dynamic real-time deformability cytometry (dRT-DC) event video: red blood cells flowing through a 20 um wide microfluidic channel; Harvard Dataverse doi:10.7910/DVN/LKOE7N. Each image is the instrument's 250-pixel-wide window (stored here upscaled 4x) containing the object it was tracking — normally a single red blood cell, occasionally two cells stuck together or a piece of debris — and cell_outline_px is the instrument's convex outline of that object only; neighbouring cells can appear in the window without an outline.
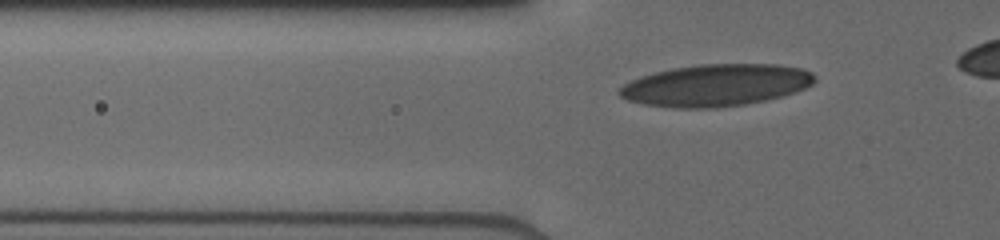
{"species": "human", "species_latin": "Homo sapiens", "temperature_condition": "cold", "stored_images_in_passage": 41, "camera_frame_rate_fps": 3000, "um_per_image_px": 0.085, "donor": {"sex": "male"}, "frame": {"image": 1, "passage_image": 6, "time_ms": 2.0, "image_size_px": [1000, 240], "cell_outline_px": [[816, 80], [812, 84], [804, 88], [780, 96], [764, 100], [744, 104], [716, 108], [676, 108], [644, 104], [628, 100], [620, 96], [616, 92], [616, 88], [640, 76], [652, 72], [672, 68], [700, 64], [780, 64], [804, 68], [812, 72], [816, 76]], "centroid_in_image_um": [60.82, 7.23], "position_along_channel_um": 65.0, "area_um2": 47.97}}
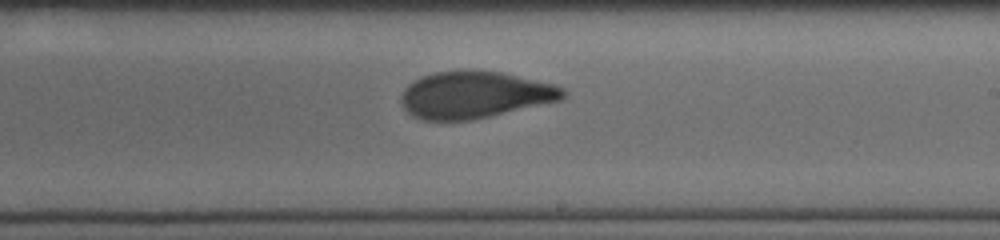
{"frame": {"image": 2, "passage_image": 18, "time_ms": 6.667, "image_size_px": [1000, 240], "cell_outline_px": [[568, 92], [560, 100], [472, 120], [424, 120], [412, 116], [404, 108], [400, 100], [400, 96], [404, 88], [408, 84], [420, 76], [436, 72], [500, 72], [556, 84], [564, 88]], "centroid_in_image_um": [40.33, 8.08], "position_along_channel_um": 248.7, "area_um2": 43.75}}
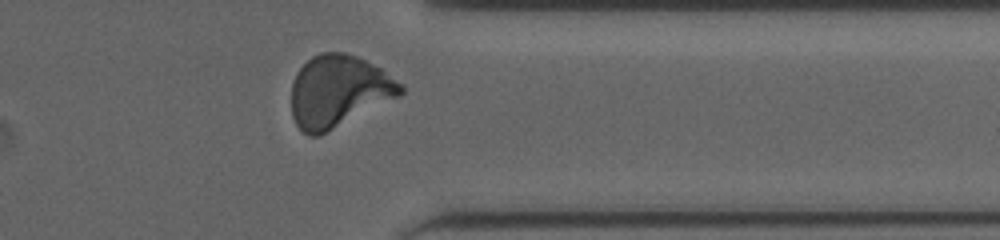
{"frame": {"image": 3, "passage_image": 35, "time_ms": 10.0, "image_size_px": [1000, 240], "cell_outline_px": [[404, 92], [400, 96], [320, 136], [308, 136], [296, 124], [292, 116], [292, 80], [296, 72], [312, 56], [320, 52], [344, 52], [356, 56], [380, 68], [404, 84]], "centroid_in_image_um": [28.78, 7.76], "position_along_channel_um": 382.6, "area_um2": 45.95}}